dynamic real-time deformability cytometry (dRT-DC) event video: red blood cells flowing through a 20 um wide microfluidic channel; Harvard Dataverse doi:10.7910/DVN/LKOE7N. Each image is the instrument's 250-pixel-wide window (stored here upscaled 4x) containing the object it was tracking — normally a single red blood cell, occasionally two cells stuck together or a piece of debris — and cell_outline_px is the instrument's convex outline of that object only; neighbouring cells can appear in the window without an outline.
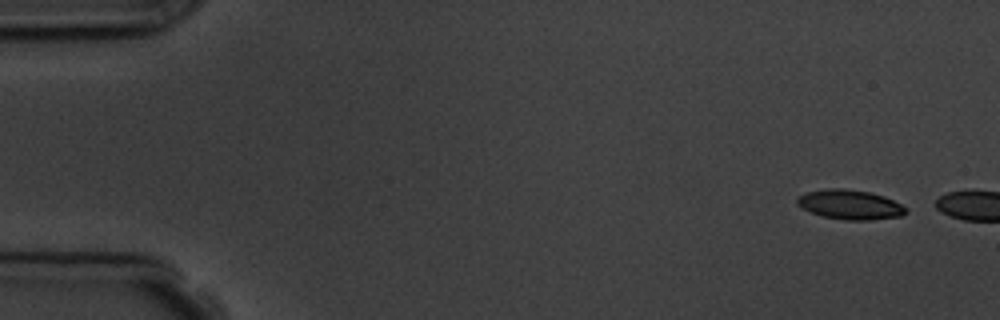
{"species": "common noctule bat (a hibernating species)", "species_latin": "Nyctalus noctula", "temperature_condition": "room temperature", "stored_images_in_passage": 5, "camera_frame_rate_fps": 3000, "um_per_image_px": 0.085, "animal": {"sex": "male", "body_mass_g": 19.5, "forearm_length_mm": 54.6}, "frame": {"image": 1, "passage_image": 1, "time_ms": 0.0, "image_size_px": [1000, 320], "cell_outline_px": [[908, 212], [900, 216], [868, 220], [844, 220], [824, 216], [812, 212], [796, 204], [796, 196], [804, 192], [828, 188], [844, 188], [868, 192], [884, 196], [908, 208]], "centroid_in_image_um": [72.23, 17.38], "position_along_channel_um": 12.8, "area_um2": 18.73}}